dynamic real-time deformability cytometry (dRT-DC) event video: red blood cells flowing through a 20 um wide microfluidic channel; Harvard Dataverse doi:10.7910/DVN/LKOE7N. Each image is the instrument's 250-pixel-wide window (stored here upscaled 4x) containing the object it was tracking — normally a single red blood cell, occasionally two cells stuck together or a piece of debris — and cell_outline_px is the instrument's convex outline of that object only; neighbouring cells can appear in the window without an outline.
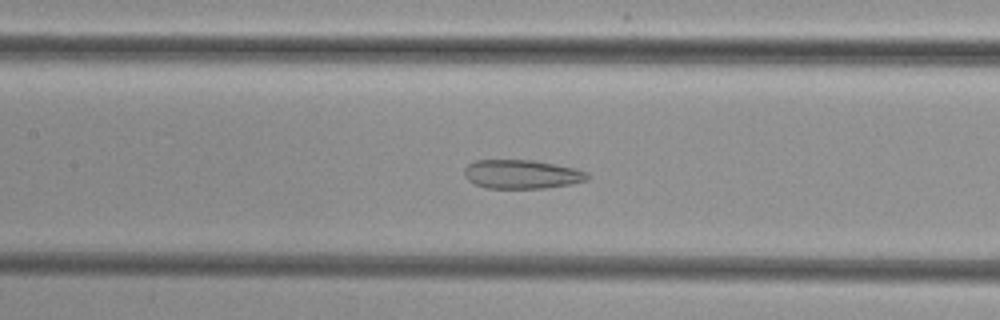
{"species": "common noctule bat (a hibernating species)", "species_latin": "Nyctalus noctula", "temperature_condition": "cold", "stored_images_in_passage": 43, "camera_frame_rate_fps": 3000, "um_per_image_px": 0.085, "animal": {"sex": "female", "body_mass_g": 29.2, "forearm_length_mm": 56.3}, "frame": {"image": 1, "passage_image": 14, "time_ms": 4.333, "image_size_px": [1000, 320], "cell_outline_px": [[592, 176], [588, 180], [572, 184], [544, 188], [484, 188], [468, 180], [464, 176], [464, 168], [468, 164], [476, 160], [532, 160], [576, 168], [588, 172]], "centroid_in_image_um": [44.38, 14.81], "position_along_channel_um": 163.0, "area_um2": 20.92}}
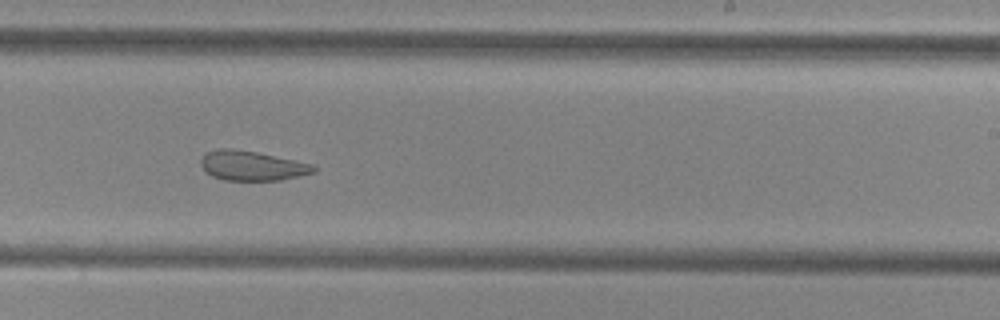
{"frame": {"image": 2, "passage_image": 22, "time_ms": 7.0, "image_size_px": [1000, 320], "cell_outline_px": [[316, 172], [280, 180], [224, 180], [212, 176], [200, 164], [200, 160], [204, 152], [220, 148], [232, 148], [256, 152], [312, 164], [316, 168]], "centroid_in_image_um": [21.39, 14.08], "position_along_channel_um": 267.6, "area_um2": 19.36}}
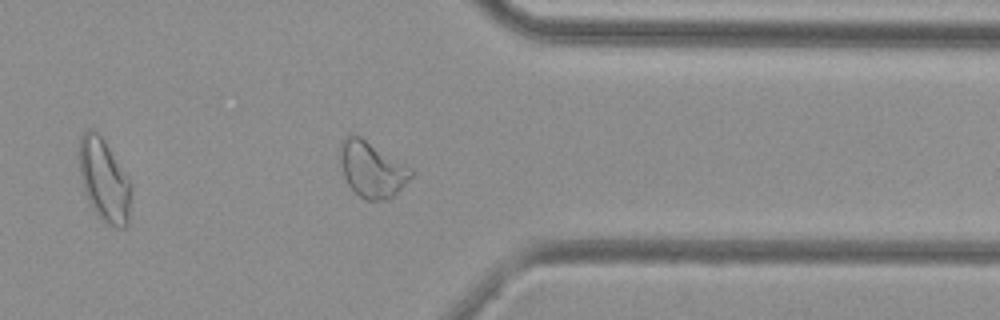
{"frame": {"image": 3, "passage_image": 31, "time_ms": 10.0, "image_size_px": [1000, 320], "cell_outline_px": [[416, 172], [388, 200], [368, 200], [360, 196], [348, 184], [344, 176], [340, 156], [340, 144], [348, 132], [352, 132], [360, 136], [412, 168]], "centroid_in_image_um": [31.61, 14.36], "position_along_channel_um": 379.8, "area_um2": 22.89}}